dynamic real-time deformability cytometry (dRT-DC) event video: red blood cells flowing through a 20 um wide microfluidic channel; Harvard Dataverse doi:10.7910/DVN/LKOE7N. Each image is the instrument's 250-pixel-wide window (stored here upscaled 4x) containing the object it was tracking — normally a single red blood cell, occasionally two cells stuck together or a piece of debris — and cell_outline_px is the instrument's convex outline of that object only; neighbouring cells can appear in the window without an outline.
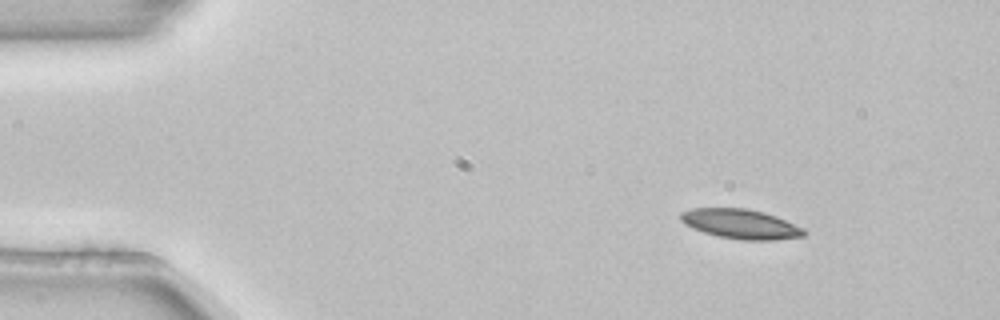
{"species": "common noctule bat (a hibernating species)", "species_latin": "Nyctalus noctula", "temperature_condition": "room temperature", "stored_images_in_passage": 3, "camera_frame_rate_fps": 3000, "um_per_image_px": 0.085, "animal": {"sex": "female", "body_mass_g": 22.7, "forearm_length_mm": 54.2}, "frame": {"image": 1, "passage_image": 1, "time_ms": 0.0, "image_size_px": [1000, 320], "cell_outline_px": [[808, 232], [804, 236], [772, 240], [744, 240], [720, 236], [704, 232], [692, 228], [684, 224], [680, 220], [680, 212], [692, 208], [748, 208], [764, 212], [776, 216], [804, 228]], "centroid_in_image_um": [62.96, 19.03], "position_along_channel_um": 22.0, "area_um2": 21.33}}